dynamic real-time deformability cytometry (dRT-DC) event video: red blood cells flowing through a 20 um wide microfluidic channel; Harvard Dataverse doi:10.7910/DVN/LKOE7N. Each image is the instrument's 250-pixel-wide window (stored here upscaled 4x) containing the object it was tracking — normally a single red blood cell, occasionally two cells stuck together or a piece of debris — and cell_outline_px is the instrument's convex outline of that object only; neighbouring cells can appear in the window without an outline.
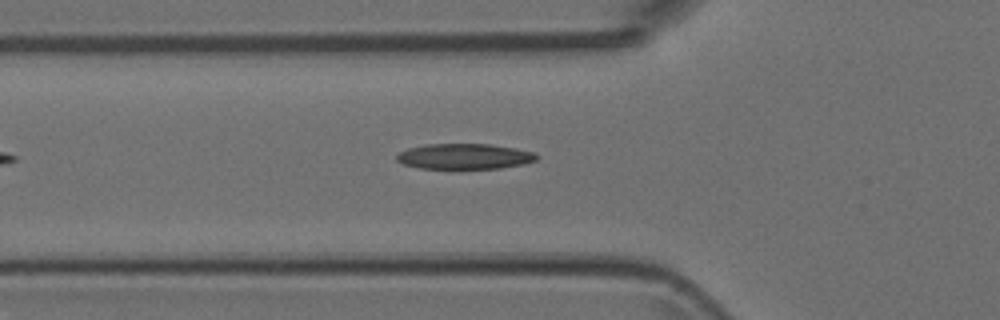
{"species": "Egyptian fruit bat (a non-hibernating species)", "species_latin": "Rousettus aegyptiacus", "temperature_condition": "room temperature", "stored_images_in_passage": 2, "camera_frame_rate_fps": 3000, "um_per_image_px": 0.085, "animal": {"sex": "female"}, "frame": {"image": 1, "passage_image": 2, "time_ms": 0.333, "image_size_px": [1000, 320], "cell_outline_px": [[540, 156], [536, 160], [524, 164], [500, 168], [460, 172], [420, 168], [404, 164], [396, 160], [396, 156], [400, 152], [408, 148], [424, 144], [492, 144], [516, 148], [536, 152]], "centroid_in_image_um": [39.5, 13.34], "position_along_channel_um": 86.3, "area_um2": 22.02}}